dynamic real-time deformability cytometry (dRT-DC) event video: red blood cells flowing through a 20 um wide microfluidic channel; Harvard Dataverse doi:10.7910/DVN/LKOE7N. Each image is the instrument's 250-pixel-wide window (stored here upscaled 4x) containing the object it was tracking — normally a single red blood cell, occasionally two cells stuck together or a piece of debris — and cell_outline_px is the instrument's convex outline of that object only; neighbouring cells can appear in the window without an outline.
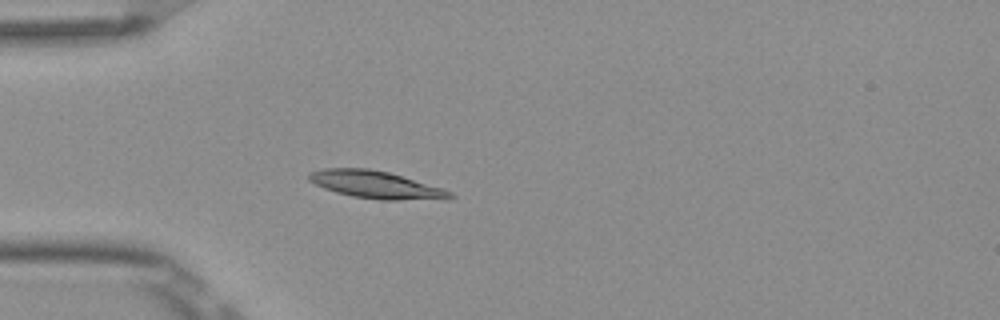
{"species": "Egyptian fruit bat (a non-hibernating species)", "species_latin": "Rousettus aegyptiacus", "temperature_condition": "room temperature", "stored_images_in_passage": 4, "camera_frame_rate_fps": 3000, "um_per_image_px": 0.085, "frame": {"image": 1, "passage_image": 4, "time_ms": 1.0, "image_size_px": [1000, 320], "cell_outline_px": [[456, 196], [448, 200], [380, 200], [352, 196], [336, 192], [324, 188], [308, 180], [308, 172], [324, 168], [368, 168], [388, 172], [440, 188], [452, 192]], "centroid_in_image_um": [31.96, 15.71], "position_along_channel_um": 53.0, "area_um2": 22.6}}